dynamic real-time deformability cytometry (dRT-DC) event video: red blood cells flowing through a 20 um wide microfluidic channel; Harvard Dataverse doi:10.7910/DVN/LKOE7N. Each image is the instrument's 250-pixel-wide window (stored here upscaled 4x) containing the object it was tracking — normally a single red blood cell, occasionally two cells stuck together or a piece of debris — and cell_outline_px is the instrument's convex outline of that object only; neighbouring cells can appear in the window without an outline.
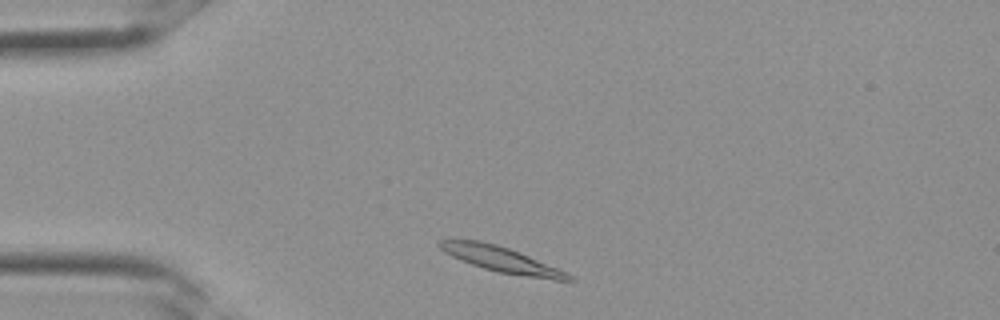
{"species": "Egyptian fruit bat (a non-hibernating species)", "species_latin": "Rousettus aegyptiacus", "temperature_condition": "room temperature", "stored_images_in_passage": 25, "camera_frame_rate_fps": 3000, "um_per_image_px": 0.085, "frame": {"image": 1, "passage_image": 2, "time_ms": 0.333, "image_size_px": [1000, 320], "cell_outline_px": [[576, 280], [552, 280], [496, 272], [460, 260], [444, 252], [436, 244], [436, 240], [480, 240], [496, 244], [520, 252], [568, 272]], "centroid_in_image_um": [42.63, 22.06], "position_along_channel_um": 42.4, "area_um2": 19.25}}
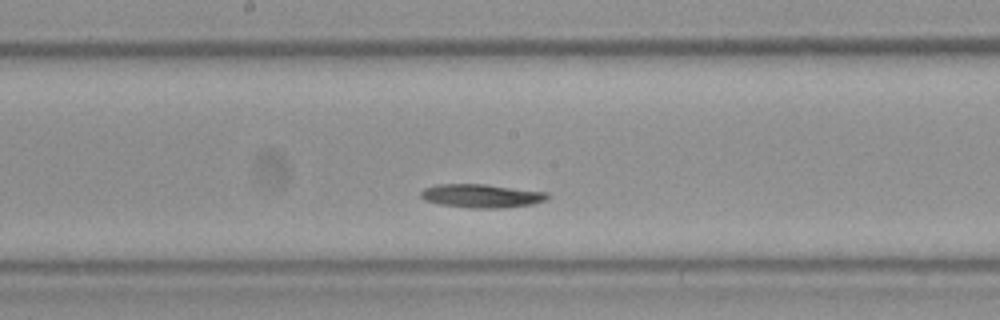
{"frame": {"image": 2, "passage_image": 12, "time_ms": 3.667, "image_size_px": [1000, 320], "cell_outline_px": [[548, 200], [532, 204], [500, 208], [468, 208], [440, 204], [424, 200], [420, 196], [420, 192], [424, 188], [436, 184], [484, 184], [548, 192]], "centroid_in_image_um": [40.91, 16.65], "position_along_channel_um": 207.3, "area_um2": 17.46}}
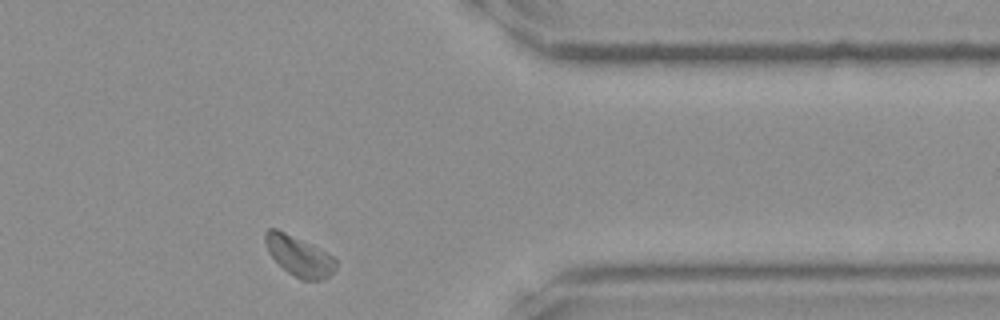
{"frame": {"image": 3, "passage_image": 22, "time_ms": 7.0, "image_size_px": [1000, 320], "cell_outline_px": [[336, 268], [324, 280], [300, 280], [288, 272], [268, 252], [264, 240], [264, 232], [268, 228], [276, 228], [312, 244], [332, 256], [336, 260]], "centroid_in_image_um": [25.4, 21.75], "position_along_channel_um": 386.0, "area_um2": 16.42}}